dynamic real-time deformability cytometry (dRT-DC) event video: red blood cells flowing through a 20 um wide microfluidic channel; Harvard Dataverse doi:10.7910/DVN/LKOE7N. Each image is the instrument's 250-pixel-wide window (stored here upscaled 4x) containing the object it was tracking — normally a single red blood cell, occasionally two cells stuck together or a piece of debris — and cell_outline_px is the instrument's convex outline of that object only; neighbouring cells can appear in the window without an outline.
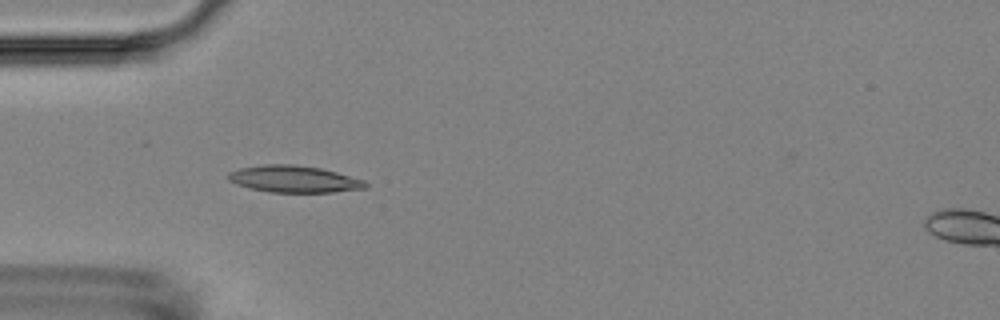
{"species": "Egyptian fruit bat (a non-hibernating species)", "species_latin": "Rousettus aegyptiacus", "temperature_condition": "room temperature", "stored_images_in_passage": 5, "camera_frame_rate_fps": 3000, "um_per_image_px": 0.085, "animal": {"sex": "female"}, "frame": {"image": 1, "passage_image": 4, "time_ms": 3.333, "image_size_px": [1000, 320], "cell_outline_px": [[368, 188], [332, 192], [268, 192], [236, 184], [228, 180], [228, 172], [240, 168], [264, 164], [292, 164], [320, 168], [336, 172], [364, 180], [368, 184]], "centroid_in_image_um": [24.99, 15.22], "position_along_channel_um": 60.0, "area_um2": 21.39}}